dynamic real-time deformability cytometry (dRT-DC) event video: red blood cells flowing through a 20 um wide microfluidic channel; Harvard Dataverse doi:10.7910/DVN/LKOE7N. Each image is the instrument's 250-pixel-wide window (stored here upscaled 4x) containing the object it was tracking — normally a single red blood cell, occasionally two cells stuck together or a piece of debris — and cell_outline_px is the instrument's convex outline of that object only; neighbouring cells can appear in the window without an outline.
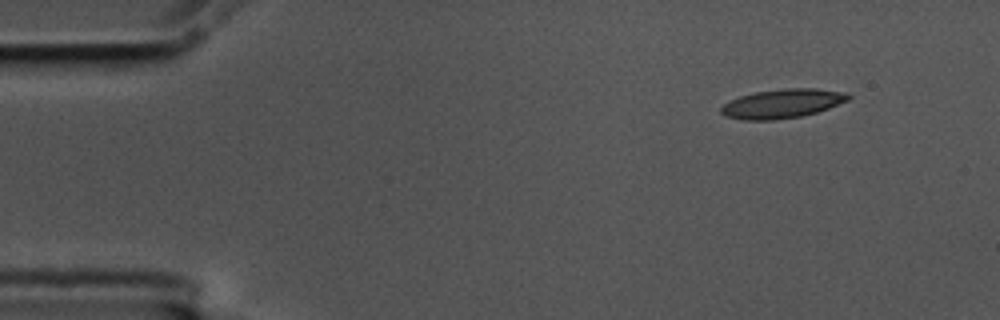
{"species": "common noctule bat (a hibernating species)", "species_latin": "Nyctalus noctula", "temperature_condition": "cold", "stored_images_in_passage": 5, "segment_of_instrument_passage": [2, 2], "camera_frame_rate_fps": 3000, "um_per_image_px": 0.085, "animal": {"sex": "male", "body_mass_g": 17.5, "forearm_length_mm": 52.3}, "frame": {"image": 1, "passage_image": 5, "time_ms": 1.333, "image_size_px": [1000, 320], "cell_outline_px": [[852, 96], [848, 100], [828, 108], [816, 112], [800, 116], [776, 120], [744, 120], [724, 116], [720, 112], [720, 108], [724, 104], [740, 96], [756, 92], [788, 88], [816, 88], [848, 92]], "centroid_in_image_um": [66.51, 8.8], "position_along_channel_um": 18.5, "area_um2": 21.5}}